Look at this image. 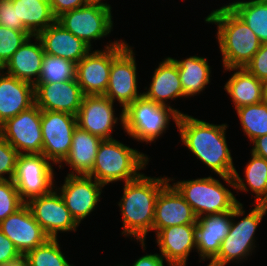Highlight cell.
I'll use <instances>...</instances> for the list:
<instances>
[{
    "label": "cell",
    "mask_w": 267,
    "mask_h": 266,
    "mask_svg": "<svg viewBox=\"0 0 267 266\" xmlns=\"http://www.w3.org/2000/svg\"><path fill=\"white\" fill-rule=\"evenodd\" d=\"M227 6L251 28L262 44L267 43V0L234 1Z\"/></svg>",
    "instance_id": "obj_30"
},
{
    "label": "cell",
    "mask_w": 267,
    "mask_h": 266,
    "mask_svg": "<svg viewBox=\"0 0 267 266\" xmlns=\"http://www.w3.org/2000/svg\"><path fill=\"white\" fill-rule=\"evenodd\" d=\"M90 2H93V3H102V4H107V3H103L102 0H89Z\"/></svg>",
    "instance_id": "obj_46"
},
{
    "label": "cell",
    "mask_w": 267,
    "mask_h": 266,
    "mask_svg": "<svg viewBox=\"0 0 267 266\" xmlns=\"http://www.w3.org/2000/svg\"><path fill=\"white\" fill-rule=\"evenodd\" d=\"M232 211L197 218L196 252L200 260H212L219 252L221 242L231 228Z\"/></svg>",
    "instance_id": "obj_21"
},
{
    "label": "cell",
    "mask_w": 267,
    "mask_h": 266,
    "mask_svg": "<svg viewBox=\"0 0 267 266\" xmlns=\"http://www.w3.org/2000/svg\"><path fill=\"white\" fill-rule=\"evenodd\" d=\"M49 2L56 19L63 13L78 9L90 3L89 0H49Z\"/></svg>",
    "instance_id": "obj_41"
},
{
    "label": "cell",
    "mask_w": 267,
    "mask_h": 266,
    "mask_svg": "<svg viewBox=\"0 0 267 266\" xmlns=\"http://www.w3.org/2000/svg\"><path fill=\"white\" fill-rule=\"evenodd\" d=\"M260 81L267 79V43H263L253 58L244 67Z\"/></svg>",
    "instance_id": "obj_38"
},
{
    "label": "cell",
    "mask_w": 267,
    "mask_h": 266,
    "mask_svg": "<svg viewBox=\"0 0 267 266\" xmlns=\"http://www.w3.org/2000/svg\"><path fill=\"white\" fill-rule=\"evenodd\" d=\"M19 153L0 134V181L13 180ZM7 174L8 177H4Z\"/></svg>",
    "instance_id": "obj_37"
},
{
    "label": "cell",
    "mask_w": 267,
    "mask_h": 266,
    "mask_svg": "<svg viewBox=\"0 0 267 266\" xmlns=\"http://www.w3.org/2000/svg\"><path fill=\"white\" fill-rule=\"evenodd\" d=\"M104 186L88 175H68L63 185L58 188L65 206L79 225L100 202Z\"/></svg>",
    "instance_id": "obj_15"
},
{
    "label": "cell",
    "mask_w": 267,
    "mask_h": 266,
    "mask_svg": "<svg viewBox=\"0 0 267 266\" xmlns=\"http://www.w3.org/2000/svg\"><path fill=\"white\" fill-rule=\"evenodd\" d=\"M160 255L169 266H186L190 252L196 247V224L165 227L156 234Z\"/></svg>",
    "instance_id": "obj_20"
},
{
    "label": "cell",
    "mask_w": 267,
    "mask_h": 266,
    "mask_svg": "<svg viewBox=\"0 0 267 266\" xmlns=\"http://www.w3.org/2000/svg\"><path fill=\"white\" fill-rule=\"evenodd\" d=\"M197 216L177 189L169 182L159 192L155 202L153 230L157 234L165 227L196 224Z\"/></svg>",
    "instance_id": "obj_19"
},
{
    "label": "cell",
    "mask_w": 267,
    "mask_h": 266,
    "mask_svg": "<svg viewBox=\"0 0 267 266\" xmlns=\"http://www.w3.org/2000/svg\"><path fill=\"white\" fill-rule=\"evenodd\" d=\"M0 230L23 256L49 238L26 204L0 222Z\"/></svg>",
    "instance_id": "obj_18"
},
{
    "label": "cell",
    "mask_w": 267,
    "mask_h": 266,
    "mask_svg": "<svg viewBox=\"0 0 267 266\" xmlns=\"http://www.w3.org/2000/svg\"><path fill=\"white\" fill-rule=\"evenodd\" d=\"M245 182L255 193V203L267 205V160L251 152L245 167Z\"/></svg>",
    "instance_id": "obj_33"
},
{
    "label": "cell",
    "mask_w": 267,
    "mask_h": 266,
    "mask_svg": "<svg viewBox=\"0 0 267 266\" xmlns=\"http://www.w3.org/2000/svg\"><path fill=\"white\" fill-rule=\"evenodd\" d=\"M112 102L105 95H84L81 107L76 114L77 126L102 140L113 139L111 136L116 122L124 127V111L115 117Z\"/></svg>",
    "instance_id": "obj_16"
},
{
    "label": "cell",
    "mask_w": 267,
    "mask_h": 266,
    "mask_svg": "<svg viewBox=\"0 0 267 266\" xmlns=\"http://www.w3.org/2000/svg\"><path fill=\"white\" fill-rule=\"evenodd\" d=\"M43 154H19L13 182L24 203L54 189V170Z\"/></svg>",
    "instance_id": "obj_10"
},
{
    "label": "cell",
    "mask_w": 267,
    "mask_h": 266,
    "mask_svg": "<svg viewBox=\"0 0 267 266\" xmlns=\"http://www.w3.org/2000/svg\"><path fill=\"white\" fill-rule=\"evenodd\" d=\"M254 147L251 152L267 160V134L252 141Z\"/></svg>",
    "instance_id": "obj_43"
},
{
    "label": "cell",
    "mask_w": 267,
    "mask_h": 266,
    "mask_svg": "<svg viewBox=\"0 0 267 266\" xmlns=\"http://www.w3.org/2000/svg\"><path fill=\"white\" fill-rule=\"evenodd\" d=\"M206 23L217 25V39L224 69L243 68L260 49L256 34L226 4L213 10Z\"/></svg>",
    "instance_id": "obj_3"
},
{
    "label": "cell",
    "mask_w": 267,
    "mask_h": 266,
    "mask_svg": "<svg viewBox=\"0 0 267 266\" xmlns=\"http://www.w3.org/2000/svg\"><path fill=\"white\" fill-rule=\"evenodd\" d=\"M34 104V85L0 69V125Z\"/></svg>",
    "instance_id": "obj_23"
},
{
    "label": "cell",
    "mask_w": 267,
    "mask_h": 266,
    "mask_svg": "<svg viewBox=\"0 0 267 266\" xmlns=\"http://www.w3.org/2000/svg\"><path fill=\"white\" fill-rule=\"evenodd\" d=\"M76 127L75 115L41 110L42 154L53 164H60V168L70 152L73 131Z\"/></svg>",
    "instance_id": "obj_11"
},
{
    "label": "cell",
    "mask_w": 267,
    "mask_h": 266,
    "mask_svg": "<svg viewBox=\"0 0 267 266\" xmlns=\"http://www.w3.org/2000/svg\"><path fill=\"white\" fill-rule=\"evenodd\" d=\"M33 37L35 43L31 41ZM44 54L40 39L37 36L29 37L1 70L7 69V74L35 85L39 79Z\"/></svg>",
    "instance_id": "obj_24"
},
{
    "label": "cell",
    "mask_w": 267,
    "mask_h": 266,
    "mask_svg": "<svg viewBox=\"0 0 267 266\" xmlns=\"http://www.w3.org/2000/svg\"><path fill=\"white\" fill-rule=\"evenodd\" d=\"M111 5L93 3L63 13L56 21L91 47V42L106 37L113 29Z\"/></svg>",
    "instance_id": "obj_8"
},
{
    "label": "cell",
    "mask_w": 267,
    "mask_h": 266,
    "mask_svg": "<svg viewBox=\"0 0 267 266\" xmlns=\"http://www.w3.org/2000/svg\"><path fill=\"white\" fill-rule=\"evenodd\" d=\"M236 111L241 127L251 141L267 134V103L242 106Z\"/></svg>",
    "instance_id": "obj_31"
},
{
    "label": "cell",
    "mask_w": 267,
    "mask_h": 266,
    "mask_svg": "<svg viewBox=\"0 0 267 266\" xmlns=\"http://www.w3.org/2000/svg\"><path fill=\"white\" fill-rule=\"evenodd\" d=\"M178 67L181 86L185 97L196 96L210 83L211 68L204 57L190 56L183 60L172 58Z\"/></svg>",
    "instance_id": "obj_29"
},
{
    "label": "cell",
    "mask_w": 267,
    "mask_h": 266,
    "mask_svg": "<svg viewBox=\"0 0 267 266\" xmlns=\"http://www.w3.org/2000/svg\"><path fill=\"white\" fill-rule=\"evenodd\" d=\"M76 79V64L59 56L44 54L37 83H55Z\"/></svg>",
    "instance_id": "obj_34"
},
{
    "label": "cell",
    "mask_w": 267,
    "mask_h": 266,
    "mask_svg": "<svg viewBox=\"0 0 267 266\" xmlns=\"http://www.w3.org/2000/svg\"><path fill=\"white\" fill-rule=\"evenodd\" d=\"M37 37L40 39L46 54L59 56L75 64L84 58L92 48L57 21L41 31Z\"/></svg>",
    "instance_id": "obj_22"
},
{
    "label": "cell",
    "mask_w": 267,
    "mask_h": 266,
    "mask_svg": "<svg viewBox=\"0 0 267 266\" xmlns=\"http://www.w3.org/2000/svg\"><path fill=\"white\" fill-rule=\"evenodd\" d=\"M0 266H27L26 260L24 257L20 258L19 260L12 262V263H8V264H3Z\"/></svg>",
    "instance_id": "obj_44"
},
{
    "label": "cell",
    "mask_w": 267,
    "mask_h": 266,
    "mask_svg": "<svg viewBox=\"0 0 267 266\" xmlns=\"http://www.w3.org/2000/svg\"><path fill=\"white\" fill-rule=\"evenodd\" d=\"M29 37L32 35L28 31L0 26V69Z\"/></svg>",
    "instance_id": "obj_35"
},
{
    "label": "cell",
    "mask_w": 267,
    "mask_h": 266,
    "mask_svg": "<svg viewBox=\"0 0 267 266\" xmlns=\"http://www.w3.org/2000/svg\"><path fill=\"white\" fill-rule=\"evenodd\" d=\"M181 142L202 163L219 175L228 185L236 190L248 192L234 167L233 158L226 142L227 124L215 125L183 114L177 122Z\"/></svg>",
    "instance_id": "obj_1"
},
{
    "label": "cell",
    "mask_w": 267,
    "mask_h": 266,
    "mask_svg": "<svg viewBox=\"0 0 267 266\" xmlns=\"http://www.w3.org/2000/svg\"><path fill=\"white\" fill-rule=\"evenodd\" d=\"M183 114L171 106L157 104L142 95L124 110L123 130L137 141L155 142L165 133L170 118L177 126L179 116Z\"/></svg>",
    "instance_id": "obj_5"
},
{
    "label": "cell",
    "mask_w": 267,
    "mask_h": 266,
    "mask_svg": "<svg viewBox=\"0 0 267 266\" xmlns=\"http://www.w3.org/2000/svg\"><path fill=\"white\" fill-rule=\"evenodd\" d=\"M143 95L163 106H169L166 104L169 99L185 97L177 64L171 57L165 58L154 70L150 87L148 91L143 92Z\"/></svg>",
    "instance_id": "obj_25"
},
{
    "label": "cell",
    "mask_w": 267,
    "mask_h": 266,
    "mask_svg": "<svg viewBox=\"0 0 267 266\" xmlns=\"http://www.w3.org/2000/svg\"><path fill=\"white\" fill-rule=\"evenodd\" d=\"M134 55L132 48L127 45L112 60L109 84L104 94L112 102L117 100L122 111L143 95L137 91V64Z\"/></svg>",
    "instance_id": "obj_13"
},
{
    "label": "cell",
    "mask_w": 267,
    "mask_h": 266,
    "mask_svg": "<svg viewBox=\"0 0 267 266\" xmlns=\"http://www.w3.org/2000/svg\"><path fill=\"white\" fill-rule=\"evenodd\" d=\"M25 204L49 238H57L59 232H75L79 226L65 206L57 187Z\"/></svg>",
    "instance_id": "obj_14"
},
{
    "label": "cell",
    "mask_w": 267,
    "mask_h": 266,
    "mask_svg": "<svg viewBox=\"0 0 267 266\" xmlns=\"http://www.w3.org/2000/svg\"><path fill=\"white\" fill-rule=\"evenodd\" d=\"M35 104L46 111L78 113L84 94L76 79L55 82L36 83L34 85Z\"/></svg>",
    "instance_id": "obj_17"
},
{
    "label": "cell",
    "mask_w": 267,
    "mask_h": 266,
    "mask_svg": "<svg viewBox=\"0 0 267 266\" xmlns=\"http://www.w3.org/2000/svg\"><path fill=\"white\" fill-rule=\"evenodd\" d=\"M24 204L13 180L0 181V222L15 213Z\"/></svg>",
    "instance_id": "obj_36"
},
{
    "label": "cell",
    "mask_w": 267,
    "mask_h": 266,
    "mask_svg": "<svg viewBox=\"0 0 267 266\" xmlns=\"http://www.w3.org/2000/svg\"><path fill=\"white\" fill-rule=\"evenodd\" d=\"M165 259L160 254H146L135 260L132 266H165Z\"/></svg>",
    "instance_id": "obj_42"
},
{
    "label": "cell",
    "mask_w": 267,
    "mask_h": 266,
    "mask_svg": "<svg viewBox=\"0 0 267 266\" xmlns=\"http://www.w3.org/2000/svg\"><path fill=\"white\" fill-rule=\"evenodd\" d=\"M255 207L238 222H233L236 217L243 216L245 210L242 203H238L232 210L231 228L221 242L218 254L210 261L208 266H225L231 261L239 262L249 256L255 244V232L264 215L267 205L254 204Z\"/></svg>",
    "instance_id": "obj_6"
},
{
    "label": "cell",
    "mask_w": 267,
    "mask_h": 266,
    "mask_svg": "<svg viewBox=\"0 0 267 266\" xmlns=\"http://www.w3.org/2000/svg\"><path fill=\"white\" fill-rule=\"evenodd\" d=\"M101 142V138L77 126L73 131L70 152L63 161L72 168L68 175H89Z\"/></svg>",
    "instance_id": "obj_26"
},
{
    "label": "cell",
    "mask_w": 267,
    "mask_h": 266,
    "mask_svg": "<svg viewBox=\"0 0 267 266\" xmlns=\"http://www.w3.org/2000/svg\"><path fill=\"white\" fill-rule=\"evenodd\" d=\"M22 257L13 242L0 230V265L15 262Z\"/></svg>",
    "instance_id": "obj_40"
},
{
    "label": "cell",
    "mask_w": 267,
    "mask_h": 266,
    "mask_svg": "<svg viewBox=\"0 0 267 266\" xmlns=\"http://www.w3.org/2000/svg\"><path fill=\"white\" fill-rule=\"evenodd\" d=\"M58 238H48L43 244L28 251L23 257L27 266H74L62 254Z\"/></svg>",
    "instance_id": "obj_32"
},
{
    "label": "cell",
    "mask_w": 267,
    "mask_h": 266,
    "mask_svg": "<svg viewBox=\"0 0 267 266\" xmlns=\"http://www.w3.org/2000/svg\"><path fill=\"white\" fill-rule=\"evenodd\" d=\"M173 179L148 177L141 174L138 178L124 183L123 196L118 203L122 214V235L133 236L145 250L148 231L153 230L155 202L161 189Z\"/></svg>",
    "instance_id": "obj_2"
},
{
    "label": "cell",
    "mask_w": 267,
    "mask_h": 266,
    "mask_svg": "<svg viewBox=\"0 0 267 266\" xmlns=\"http://www.w3.org/2000/svg\"><path fill=\"white\" fill-rule=\"evenodd\" d=\"M148 156L124 145L116 139L102 140L95 163L88 175L103 186L123 180L125 183L138 178L146 168Z\"/></svg>",
    "instance_id": "obj_4"
},
{
    "label": "cell",
    "mask_w": 267,
    "mask_h": 266,
    "mask_svg": "<svg viewBox=\"0 0 267 266\" xmlns=\"http://www.w3.org/2000/svg\"><path fill=\"white\" fill-rule=\"evenodd\" d=\"M263 102L267 103V79L262 81Z\"/></svg>",
    "instance_id": "obj_45"
},
{
    "label": "cell",
    "mask_w": 267,
    "mask_h": 266,
    "mask_svg": "<svg viewBox=\"0 0 267 266\" xmlns=\"http://www.w3.org/2000/svg\"><path fill=\"white\" fill-rule=\"evenodd\" d=\"M0 134L19 154H42L41 109H29L0 125Z\"/></svg>",
    "instance_id": "obj_12"
},
{
    "label": "cell",
    "mask_w": 267,
    "mask_h": 266,
    "mask_svg": "<svg viewBox=\"0 0 267 266\" xmlns=\"http://www.w3.org/2000/svg\"><path fill=\"white\" fill-rule=\"evenodd\" d=\"M236 71L224 85L226 93L232 98L235 109L263 102L262 81L243 68H227Z\"/></svg>",
    "instance_id": "obj_27"
},
{
    "label": "cell",
    "mask_w": 267,
    "mask_h": 266,
    "mask_svg": "<svg viewBox=\"0 0 267 266\" xmlns=\"http://www.w3.org/2000/svg\"><path fill=\"white\" fill-rule=\"evenodd\" d=\"M173 186L192 207L197 218L232 211L240 203L233 192L211 176L180 180Z\"/></svg>",
    "instance_id": "obj_7"
},
{
    "label": "cell",
    "mask_w": 267,
    "mask_h": 266,
    "mask_svg": "<svg viewBox=\"0 0 267 266\" xmlns=\"http://www.w3.org/2000/svg\"><path fill=\"white\" fill-rule=\"evenodd\" d=\"M0 26L16 31H27L22 22H17L16 7L12 0H0Z\"/></svg>",
    "instance_id": "obj_39"
},
{
    "label": "cell",
    "mask_w": 267,
    "mask_h": 266,
    "mask_svg": "<svg viewBox=\"0 0 267 266\" xmlns=\"http://www.w3.org/2000/svg\"><path fill=\"white\" fill-rule=\"evenodd\" d=\"M116 40L105 49L90 51L76 64V81L84 95H104L108 84L112 60L127 46Z\"/></svg>",
    "instance_id": "obj_9"
},
{
    "label": "cell",
    "mask_w": 267,
    "mask_h": 266,
    "mask_svg": "<svg viewBox=\"0 0 267 266\" xmlns=\"http://www.w3.org/2000/svg\"><path fill=\"white\" fill-rule=\"evenodd\" d=\"M12 1L16 7L17 22H22L32 36H37L56 21L49 0Z\"/></svg>",
    "instance_id": "obj_28"
}]
</instances>
